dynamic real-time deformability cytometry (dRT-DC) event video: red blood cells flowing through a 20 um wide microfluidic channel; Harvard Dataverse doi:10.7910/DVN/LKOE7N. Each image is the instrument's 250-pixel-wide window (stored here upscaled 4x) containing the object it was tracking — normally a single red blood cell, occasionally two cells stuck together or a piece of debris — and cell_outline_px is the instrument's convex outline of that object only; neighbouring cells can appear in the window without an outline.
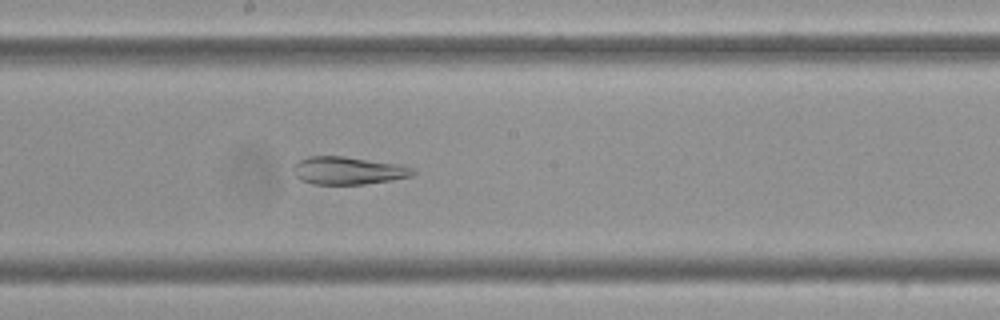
{"species": "Egyptian fruit bat (a non-hibernating species)", "species_latin": "Rousettus aegyptiacus", "temperature_condition": "cold", "stored_images_in_passage": 52, "camera_frame_rate_fps": 3000, "um_per_image_px": 0.085, "frame": {"image": 1, "passage_image": 25, "time_ms": 8.0, "image_size_px": [1000, 320], "cell_outline_px": [[416, 172], [412, 176], [392, 180], [364, 184], [312, 184], [300, 180], [296, 176], [296, 164], [300, 160], [308, 156], [344, 156], [400, 164], [412, 168]], "centroid_in_image_um": [29.63, 14.5], "position_along_channel_um": 218.6, "area_um2": 19.19}}
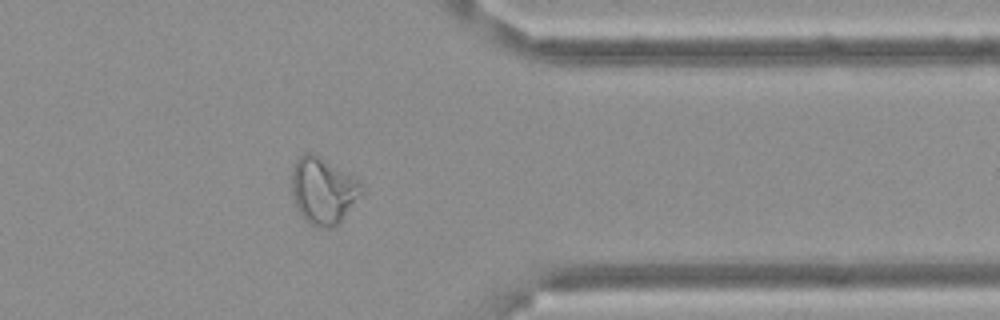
{"frame": {"image": 2, "passage_image": 40, "time_ms": 13.0, "image_size_px": [1000, 320], "cell_outline_px": [[364, 192], [340, 220], [332, 228], [316, 228], [304, 220], [296, 208], [292, 196], [292, 168], [296, 160], [304, 152], [316, 152], [356, 176], [360, 180]], "centroid_in_image_um": [27.46, 16.15], "position_along_channel_um": 383.9, "area_um2": 27.8}}
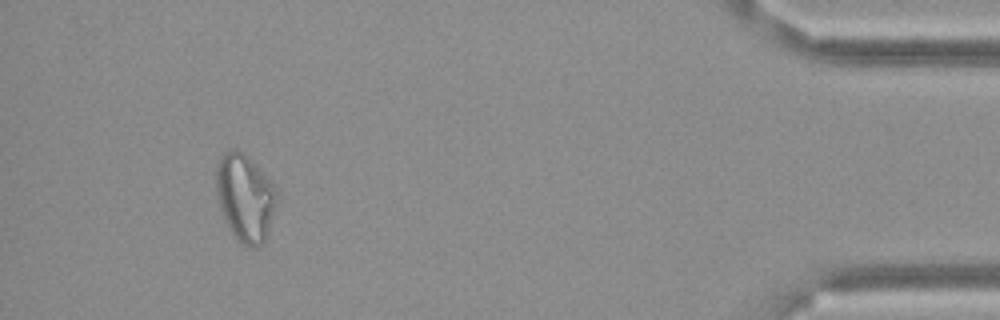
{"frame": {"image": 3, "passage_image": 47, "time_ms": 15.333, "image_size_px": [1000, 320], "cell_outline_px": [[276, 204], [268, 236], [260, 244], [252, 248], [248, 248], [240, 244], [228, 228], [220, 208], [216, 196], [216, 164], [220, 156], [228, 148], [236, 148], [244, 152], [248, 156], [272, 184], [276, 200]], "centroid_in_image_um": [20.78, 16.8], "position_along_channel_um": 414.4, "area_um2": 30.98}, "authors_computed_cell_mechanics": {"area_um2": 26.7036, "velocity_mm_per_s": 3.4975, "shape_relaxation_time_tau1_ms": null, "shape_relaxation_time_tau2_ms": 3.3741, "deformation_change_tau1": null, "deformation_change_tau2": 0.0836}}